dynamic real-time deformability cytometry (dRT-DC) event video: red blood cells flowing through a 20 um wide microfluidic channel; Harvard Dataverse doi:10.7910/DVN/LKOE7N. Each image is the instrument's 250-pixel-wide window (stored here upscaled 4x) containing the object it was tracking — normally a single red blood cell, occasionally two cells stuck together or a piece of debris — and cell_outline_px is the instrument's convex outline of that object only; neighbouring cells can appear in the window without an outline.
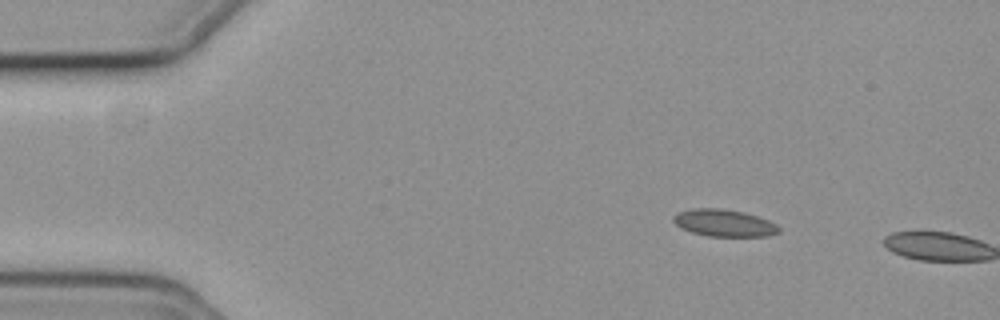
{"species": "common noctule bat (a hibernating species)", "species_latin": "Nyctalus noctula", "temperature_condition": "cold", "stored_images_in_passage": 5, "camera_frame_rate_fps": 3000, "um_per_image_px": 0.085, "animal": {"sex": "female", "body_mass_g": 19.3, "forearm_length_mm": 54.1}, "frame": {"image": 1, "passage_image": 4, "time_ms": 1.0, "image_size_px": [1000, 320], "cell_outline_px": [[780, 232], [768, 236], [708, 236], [692, 232], [680, 228], [672, 220], [672, 216], [680, 212], [692, 208], [720, 208], [744, 212], [768, 220], [776, 224], [780, 228]], "centroid_in_image_um": [61.54, 18.95], "position_along_channel_um": 23.5, "area_um2": 16.65}}